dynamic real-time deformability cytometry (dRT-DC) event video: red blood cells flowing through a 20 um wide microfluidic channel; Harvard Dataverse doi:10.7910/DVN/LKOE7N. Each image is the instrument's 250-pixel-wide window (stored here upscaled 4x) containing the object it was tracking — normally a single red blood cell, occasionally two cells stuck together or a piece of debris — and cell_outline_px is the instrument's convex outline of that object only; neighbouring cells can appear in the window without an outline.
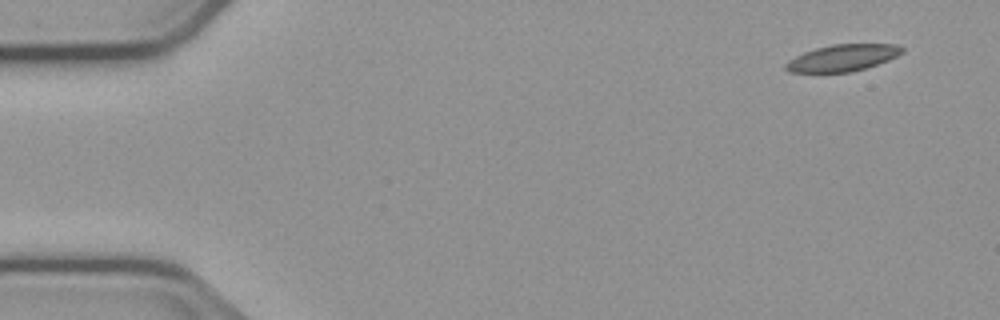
{"species": "common noctule bat (a hibernating species)", "species_latin": "Nyctalus noctula", "temperature_condition": "cold", "stored_images_in_passage": 52, "camera_frame_rate_fps": 3000, "um_per_image_px": 0.085, "animal": {"sex": "male", "body_mass_g": 23.1, "forearm_length_mm": 52.7}, "frame": {"image": 1, "passage_image": 1, "time_ms": 0.0, "image_size_px": [1000, 320], "cell_outline_px": [[904, 52], [888, 60], [864, 68], [848, 72], [788, 72], [784, 68], [784, 64], [788, 60], [804, 52], [816, 48], [832, 44], [896, 44], [904, 48]], "centroid_in_image_um": [71.6, 4.91], "position_along_channel_um": 13.4, "area_um2": 17.98}}
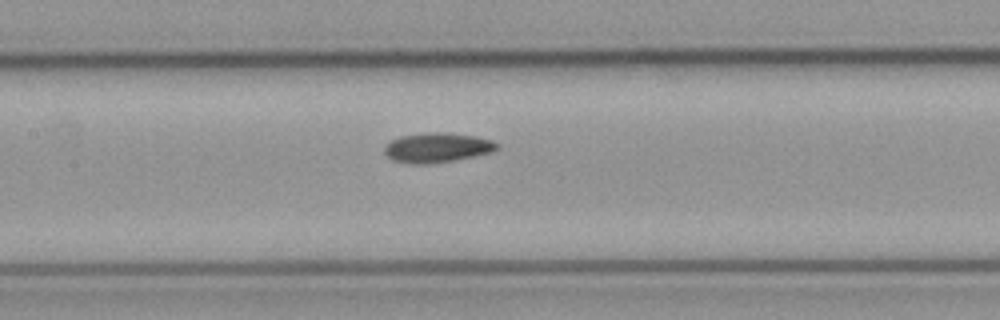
{"frame": {"image": 2, "passage_image": 23, "time_ms": 7.333, "image_size_px": [1000, 320], "cell_outline_px": [[500, 148], [492, 152], [452, 160], [428, 164], [412, 164], [392, 160], [384, 152], [384, 148], [392, 140], [400, 136], [424, 132], [444, 132], [476, 136], [492, 140], [500, 144]], "centroid_in_image_um": [37.18, 12.53], "position_along_channel_um": 170.2, "area_um2": 19.48}}
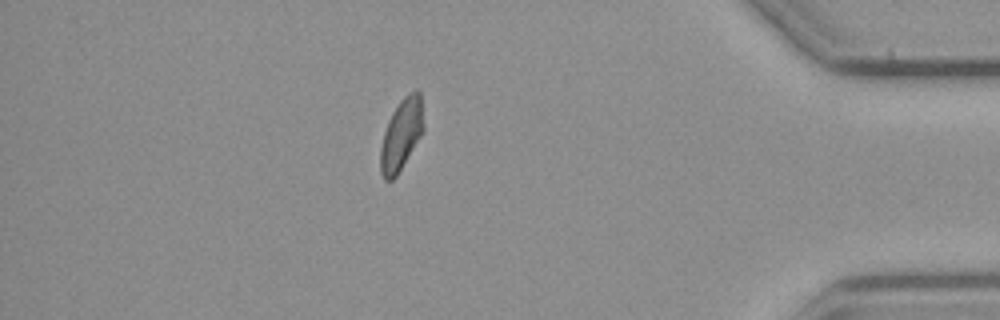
{"frame": {"image": 3, "passage_image": 45, "time_ms": 14.667, "image_size_px": [1000, 320], "cell_outline_px": [[424, 132], [396, 176], [392, 180], [384, 180], [380, 172], [380, 148], [384, 132], [388, 120], [392, 112], [400, 100], [408, 92], [416, 88], [420, 92], [424, 124]], "centroid_in_image_um": [34.12, 11.41], "position_along_channel_um": 401.1, "area_um2": 18.15}, "authors_computed_cell_mechanics": {"area_um2": 18.4093, "velocity_mm_per_s": 3.7465, "shape_relaxation_time_tau1_ms": 8.2971, "shape_relaxation_time_tau2_ms": 6.1415, "deformation_change_tau1": 0.1432, "deformation_change_tau2": 0.0975}}